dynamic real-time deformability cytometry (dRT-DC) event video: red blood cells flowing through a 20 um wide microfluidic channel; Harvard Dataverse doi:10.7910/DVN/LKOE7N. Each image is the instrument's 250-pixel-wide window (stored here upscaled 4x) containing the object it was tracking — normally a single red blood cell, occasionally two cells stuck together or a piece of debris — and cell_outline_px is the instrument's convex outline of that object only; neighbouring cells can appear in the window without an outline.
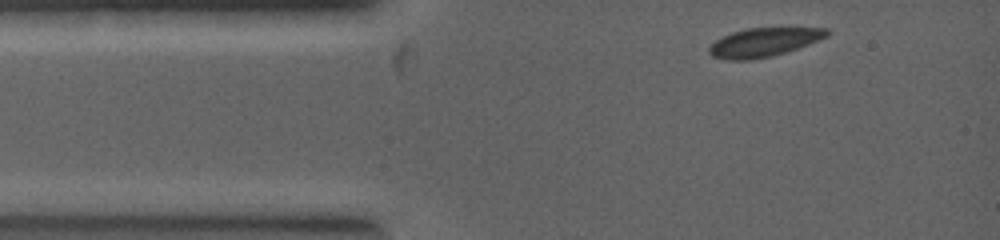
{"species": "common noctule bat (a hibernating species)", "species_latin": "Nyctalus noctula", "temperature_condition": "warm", "stored_images_in_passage": 5, "camera_frame_rate_fps": 5000, "um_per_image_px": 0.085, "animal": {"sex": "female", "body_mass_g": 19.0, "forearm_length_mm": 53.3}, "frame": {"image": 1, "passage_image": 1, "time_ms": 0.0, "image_size_px": [1000, 240], "cell_outline_px": [[828, 36], [808, 44], [772, 56], [748, 60], [732, 60], [712, 56], [708, 52], [708, 48], [716, 40], [732, 32], [744, 28], [828, 28]], "centroid_in_image_um": [64.9, 3.59], "position_along_channel_um": 20.1, "area_um2": 19.42}}
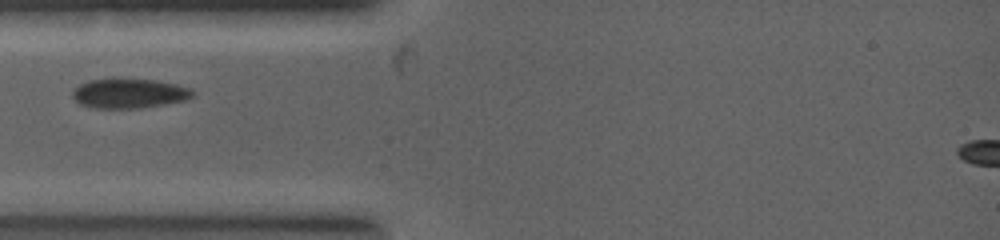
{"frame": {"image": 2, "passage_image": 4, "time_ms": 1.4, "image_size_px": [1000, 240], "cell_outline_px": [[192, 96], [184, 100], [140, 108], [96, 108], [80, 104], [72, 96], [72, 92], [80, 84], [92, 80], [112, 76], [156, 80], [176, 84], [188, 88], [192, 92]], "centroid_in_image_um": [10.92, 7.9], "position_along_channel_um": 74.1, "area_um2": 20.92}}